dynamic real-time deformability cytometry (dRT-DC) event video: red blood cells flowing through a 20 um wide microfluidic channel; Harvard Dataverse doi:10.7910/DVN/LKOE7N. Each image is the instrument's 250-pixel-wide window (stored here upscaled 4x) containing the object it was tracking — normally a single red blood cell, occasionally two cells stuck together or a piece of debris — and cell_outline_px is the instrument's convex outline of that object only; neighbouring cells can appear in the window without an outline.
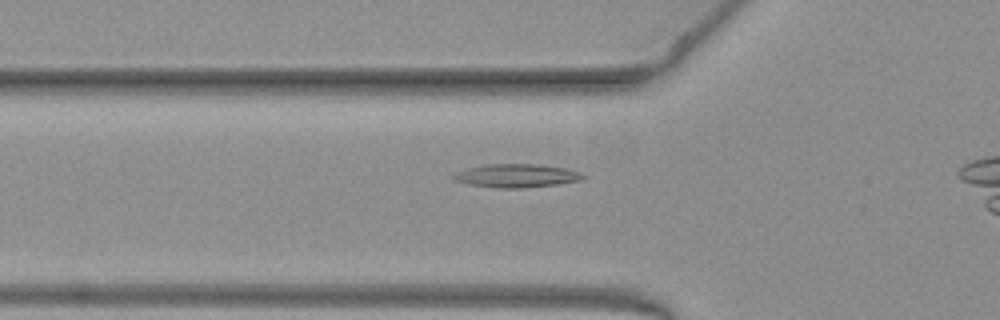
{"species": "common noctule bat (a hibernating species)", "species_latin": "Nyctalus noctula", "temperature_condition": "warm", "stored_images_in_passage": 31, "camera_frame_rate_fps": 3000, "um_per_image_px": 0.085, "animal": {"sex": "female", "body_mass_g": 19.3, "forearm_length_mm": 54.1}, "frame": {"image": 1, "passage_image": 6, "time_ms": 1.667, "image_size_px": [1000, 320], "cell_outline_px": [[588, 176], [580, 180], [556, 184], [524, 188], [496, 188], [468, 184], [452, 180], [452, 176], [456, 172], [468, 168], [484, 164], [536, 164], [564, 168], [580, 172]], "centroid_in_image_um": [43.87, 14.94], "position_along_channel_um": 81.9, "area_um2": 17.69}}
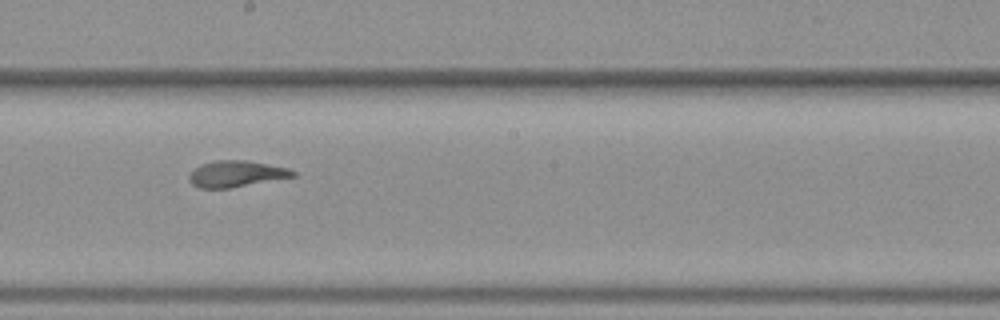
{"frame": {"image": 2, "passage_image": 17, "time_ms": 5.333, "image_size_px": [1000, 320], "cell_outline_px": [[296, 176], [228, 188], [200, 188], [192, 184], [188, 180], [188, 176], [200, 164], [212, 160], [248, 160], [288, 168], [296, 172]], "centroid_in_image_um": [20.06, 14.76], "position_along_channel_um": 228.1, "area_um2": 15.84}}
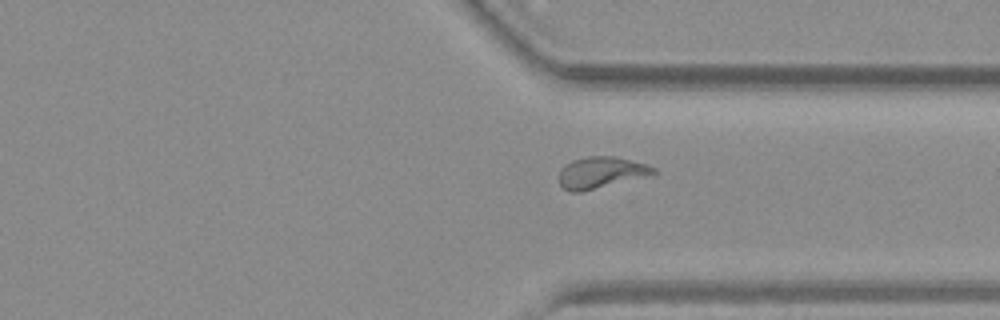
{"frame": {"image": 3, "passage_image": 27, "time_ms": 8.667, "image_size_px": [1000, 320], "cell_outline_px": [[656, 172], [580, 192], [572, 192], [564, 188], [560, 184], [560, 168], [564, 164], [572, 160], [588, 156], [616, 156], [644, 164], [656, 168]], "centroid_in_image_um": [50.99, 14.63], "position_along_channel_um": 360.4, "area_um2": 16.65}}